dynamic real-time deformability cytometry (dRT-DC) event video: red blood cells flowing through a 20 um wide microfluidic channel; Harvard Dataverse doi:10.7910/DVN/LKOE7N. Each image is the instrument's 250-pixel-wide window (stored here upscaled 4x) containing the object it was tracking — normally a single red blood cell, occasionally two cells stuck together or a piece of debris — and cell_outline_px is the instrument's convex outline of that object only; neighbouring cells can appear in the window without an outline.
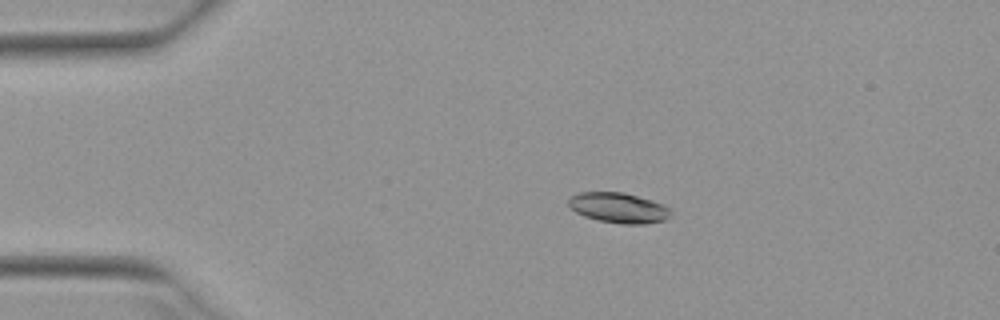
{"species": "Egyptian fruit bat (a non-hibernating species)", "species_latin": "Rousettus aegyptiacus", "temperature_condition": "warm", "stored_images_in_passage": 42, "camera_frame_rate_fps": 3000, "um_per_image_px": 0.085, "animal": {"sex": "female"}, "frame": {"image": 1, "passage_image": 2, "time_ms": 0.333, "image_size_px": [1000, 320], "cell_outline_px": [[672, 212], [664, 220], [644, 224], [624, 224], [596, 220], [584, 216], [576, 212], [568, 204], [568, 200], [572, 196], [580, 192], [620, 192], [652, 200], [664, 204], [672, 208]], "centroid_in_image_um": [52.6, 17.67], "position_along_channel_um": 32.4, "area_um2": 17.98}}
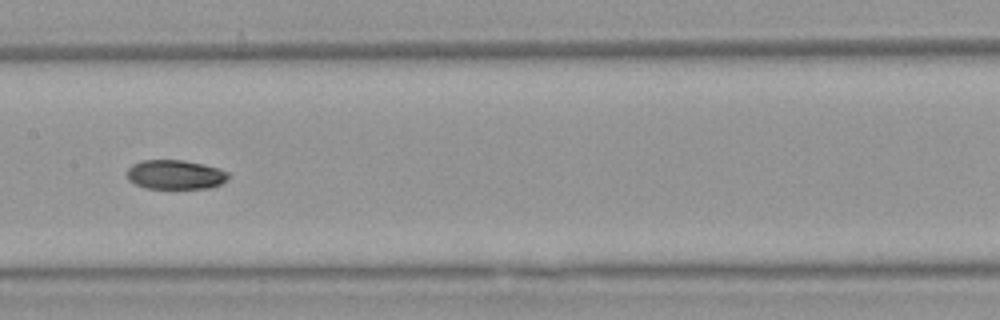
{"frame": {"image": 2, "passage_image": 18, "time_ms": 5.667, "image_size_px": [1000, 320], "cell_outline_px": [[228, 176], [220, 184], [208, 188], [148, 188], [136, 184], [128, 180], [128, 168], [132, 164], [140, 160], [184, 160], [204, 164], [228, 172]], "centroid_in_image_um": [14.87, 14.83], "position_along_channel_um": 192.5, "area_um2": 17.11}}
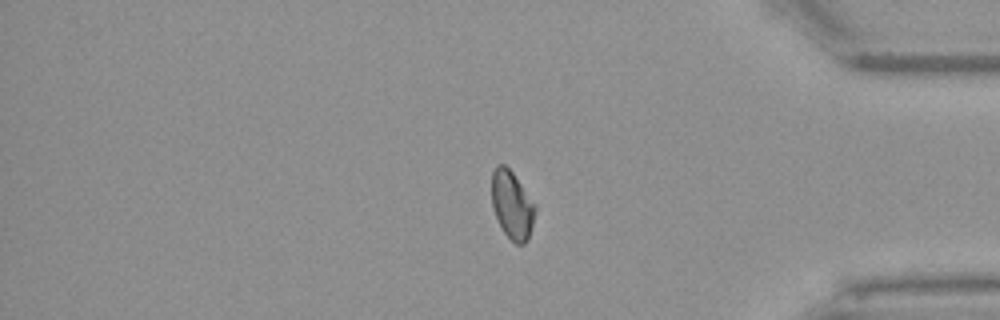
{"frame": {"image": 3, "passage_image": 35, "time_ms": 11.333, "image_size_px": [1000, 320], "cell_outline_px": [[536, 212], [528, 240], [524, 244], [516, 244], [504, 232], [492, 208], [492, 172], [496, 164], [504, 164], [512, 172], [536, 204]], "centroid_in_image_um": [43.54, 17.41], "position_along_channel_um": 391.7, "area_um2": 17.22}, "authors_computed_cell_mechanics": {"area_um2": 17.8024, "velocity_mm_per_s": 3.9392, "shape_relaxation_time_tau1_ms": 5.278, "shape_relaxation_time_tau2_ms": 3.5694, "deformation_change_tau1": 0.1547, "deformation_change_tau2": 0.0661}}